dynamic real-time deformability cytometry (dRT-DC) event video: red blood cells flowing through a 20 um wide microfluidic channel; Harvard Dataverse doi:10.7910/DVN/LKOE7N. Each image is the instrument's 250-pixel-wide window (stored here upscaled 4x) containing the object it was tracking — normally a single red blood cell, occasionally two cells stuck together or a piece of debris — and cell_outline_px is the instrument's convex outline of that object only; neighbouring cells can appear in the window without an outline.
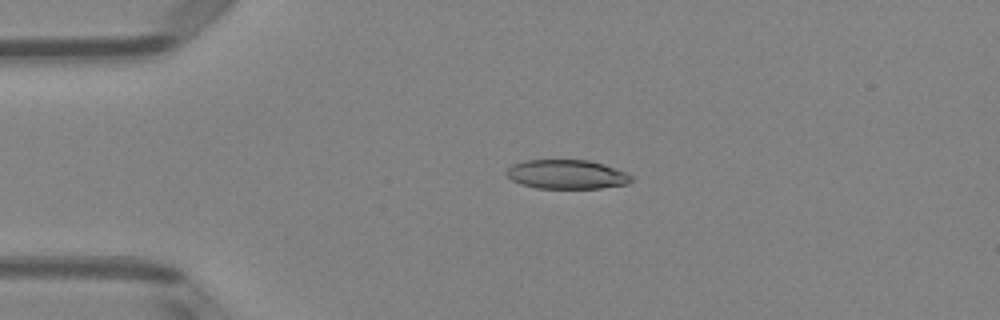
{"species": "Egyptian fruit bat (a non-hibernating species)", "species_latin": "Rousettus aegyptiacus", "temperature_condition": "room temperature", "stored_images_in_passage": 51, "camera_frame_rate_fps": 3000, "um_per_image_px": 0.085, "animal": {"sex": "female"}, "frame": {"image": 1, "passage_image": 12, "time_ms": 3.667, "image_size_px": [1000, 320], "cell_outline_px": [[632, 180], [628, 184], [600, 188], [536, 188], [520, 184], [512, 180], [504, 172], [512, 164], [524, 160], [588, 160], [604, 164], [624, 172], [632, 176]], "centroid_in_image_um": [48.14, 14.82], "position_along_channel_um": 36.9, "area_um2": 21.21}}
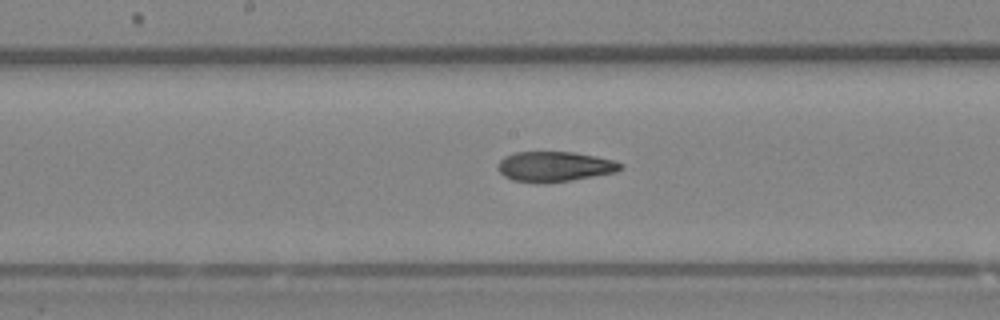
{"frame": {"image": 2, "passage_image": 27, "time_ms": 8.667, "image_size_px": [1000, 320], "cell_outline_px": [[624, 168], [616, 172], [572, 180], [544, 184], [536, 184], [512, 180], [504, 176], [500, 172], [500, 160], [504, 156], [516, 152], [572, 152], [612, 160], [624, 164]], "centroid_in_image_um": [47.14, 14.18], "position_along_channel_um": 201.1, "area_um2": 21.56}}
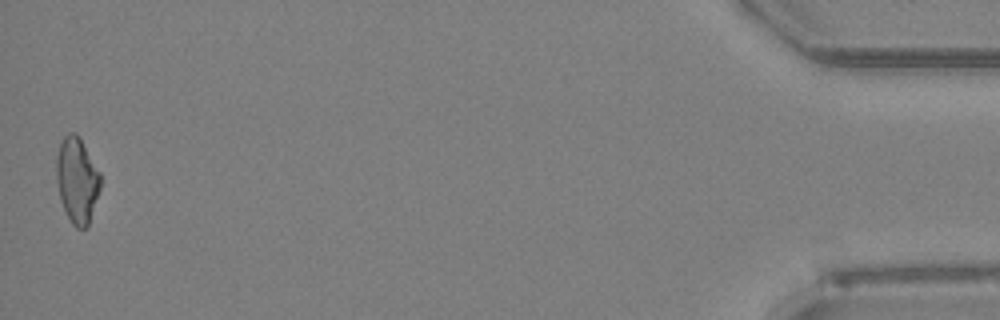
{"frame": {"image": 3, "passage_image": 51, "time_ms": 16.667, "image_size_px": [1000, 320], "cell_outline_px": [[100, 188], [88, 224], [84, 228], [76, 228], [72, 224], [60, 200], [56, 180], [56, 156], [60, 144], [64, 136], [68, 132], [76, 132], [80, 136], [100, 172]], "centroid_in_image_um": [6.53, 15.26], "position_along_channel_um": 428.7, "area_um2": 21.96}, "authors_computed_cell_mechanics": {"area_um2": 21.964, "velocity_mm_per_s": 4.0015, "shape_relaxation_time_tau1_ms": null, "shape_relaxation_time_tau2_ms": 3.765, "deformation_change_tau1": null, "deformation_change_tau2": 0.1209}}